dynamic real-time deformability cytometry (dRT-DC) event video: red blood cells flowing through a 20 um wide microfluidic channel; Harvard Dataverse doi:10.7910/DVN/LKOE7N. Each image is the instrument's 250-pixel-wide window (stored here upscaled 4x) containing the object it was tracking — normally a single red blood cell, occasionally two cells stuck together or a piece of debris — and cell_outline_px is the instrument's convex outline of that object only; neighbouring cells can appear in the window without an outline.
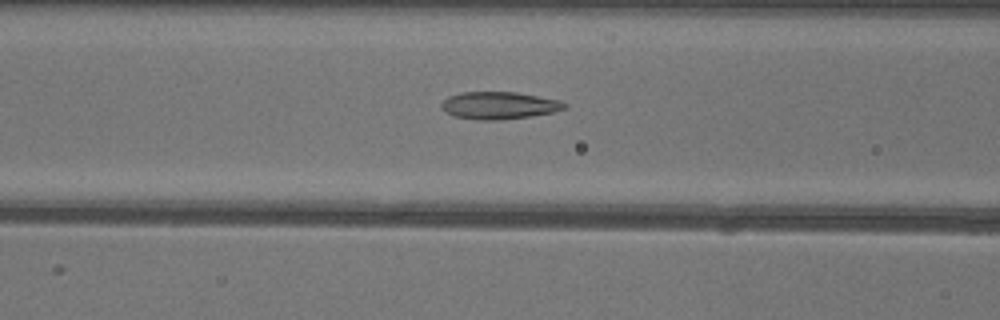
{"species": "common noctule bat (a hibernating species)", "species_latin": "Nyctalus noctula", "temperature_condition": "warm", "stored_images_in_passage": 42, "camera_frame_rate_fps": 3000, "um_per_image_px": 0.085, "animal": {"sex": "female"}, "frame": {"image": 1, "passage_image": 11, "time_ms": 3.333, "image_size_px": [1000, 320], "cell_outline_px": [[568, 108], [556, 112], [532, 116], [500, 120], [476, 120], [452, 116], [444, 112], [440, 108], [440, 104], [448, 96], [460, 92], [516, 92], [560, 100], [568, 104]], "centroid_in_image_um": [42.42, 8.97], "position_along_channel_um": 124.2, "area_um2": 20.06}}
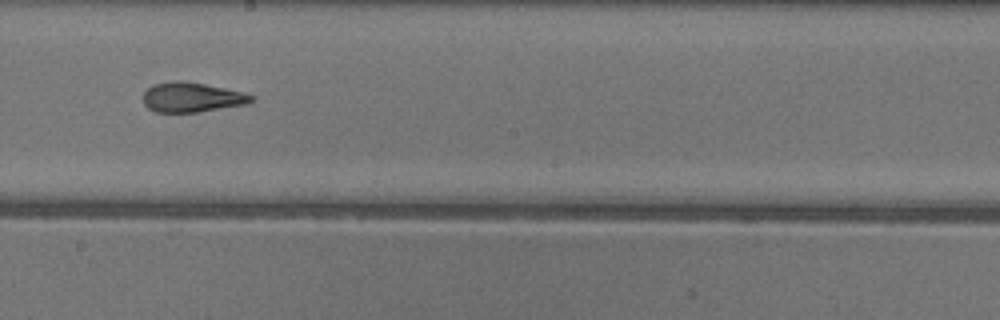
{"frame": {"image": 2, "passage_image": 19, "time_ms": 6.0, "image_size_px": [1000, 320], "cell_outline_px": [[256, 96], [252, 100], [244, 104], [196, 112], [156, 112], [148, 108], [144, 104], [144, 92], [152, 84], [172, 80], [184, 80], [244, 92]], "centroid_in_image_um": [16.27, 8.25], "position_along_channel_um": 231.9, "area_um2": 18.67}}
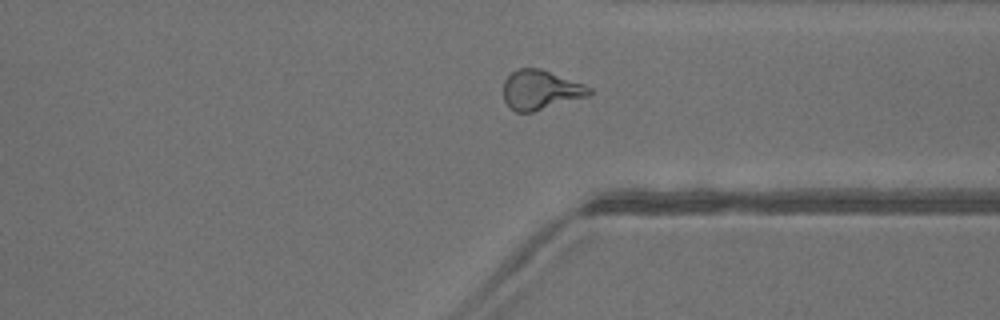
{"frame": {"image": 3, "passage_image": 29, "time_ms": 9.333, "image_size_px": [1000, 320], "cell_outline_px": [[592, 92], [588, 96], [532, 112], [516, 112], [504, 100], [504, 80], [512, 72], [520, 68], [540, 68], [584, 84], [592, 88]], "centroid_in_image_um": [45.96, 7.63], "position_along_channel_um": 365.4, "area_um2": 19.54}, "authors_computed_cell_mechanics": {"area_um2": 19.4497, "velocity_mm_per_s": 4.0456, "shape_relaxation_time_tau1_ms": 5.4936, "shape_relaxation_time_tau2_ms": 1.9978, "deformation_change_tau1": 0.1972, "deformation_change_tau2": 0.1061}}